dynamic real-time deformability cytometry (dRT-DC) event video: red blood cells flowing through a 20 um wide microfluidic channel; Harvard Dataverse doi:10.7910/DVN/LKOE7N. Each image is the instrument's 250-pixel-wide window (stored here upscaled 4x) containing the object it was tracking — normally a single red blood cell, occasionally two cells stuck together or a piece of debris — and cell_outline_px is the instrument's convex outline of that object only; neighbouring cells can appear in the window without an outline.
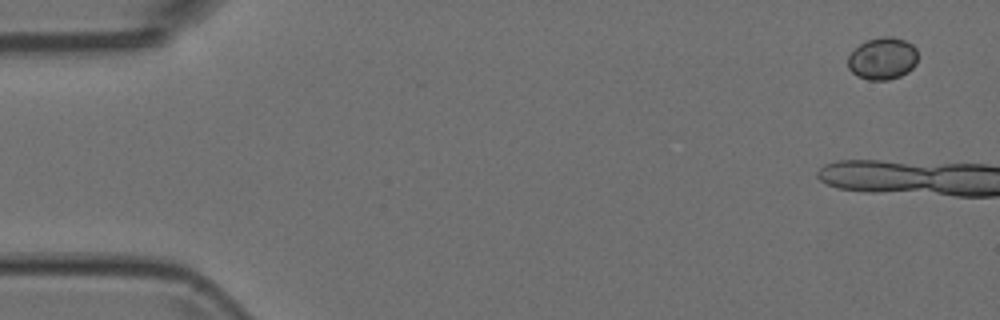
{"species": "Egyptian fruit bat (a non-hibernating species)", "species_latin": "Rousettus aegyptiacus", "temperature_condition": "room temperature", "stored_images_in_passage": 6, "camera_frame_rate_fps": 3000, "um_per_image_px": 0.085, "animal": {"sex": "female"}, "frame": {"image": 1, "passage_image": 1, "time_ms": 0.0, "image_size_px": [1000, 320], "cell_outline_px": [[916, 64], [908, 72], [900, 76], [888, 80], [868, 80], [856, 76], [848, 68], [848, 56], [860, 44], [868, 40], [880, 36], [892, 36], [904, 40], [912, 44], [916, 48]], "centroid_in_image_um": [75.01, 4.98], "position_along_channel_um": 10.0, "area_um2": 17.22}}
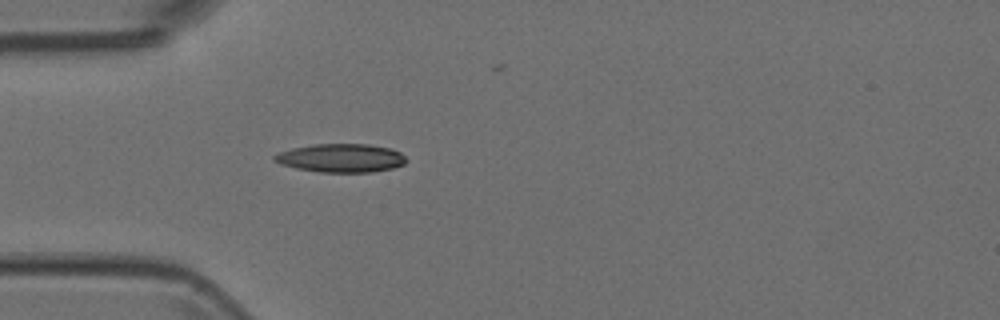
{"frame": {"image": 2, "passage_image": 6, "time_ms": 1.667, "image_size_px": [1000, 320], "cell_outline_px": [[408, 160], [404, 164], [392, 168], [372, 172], [320, 172], [296, 168], [280, 164], [272, 160], [272, 156], [280, 152], [292, 148], [312, 144], [368, 144], [392, 148], [400, 152]], "centroid_in_image_um": [28.98, 13.43], "position_along_channel_um": 56.0, "area_um2": 22.02}}